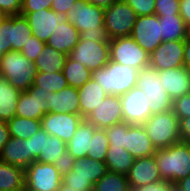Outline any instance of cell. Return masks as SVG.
<instances>
[{"label": "cell", "mask_w": 190, "mask_h": 191, "mask_svg": "<svg viewBox=\"0 0 190 191\" xmlns=\"http://www.w3.org/2000/svg\"><path fill=\"white\" fill-rule=\"evenodd\" d=\"M134 161L135 158L124 148L109 146L105 159L108 171L126 175Z\"/></svg>", "instance_id": "32"}, {"label": "cell", "mask_w": 190, "mask_h": 191, "mask_svg": "<svg viewBox=\"0 0 190 191\" xmlns=\"http://www.w3.org/2000/svg\"><path fill=\"white\" fill-rule=\"evenodd\" d=\"M120 102L124 122L128 124H143L152 115L150 101L138 87L120 96Z\"/></svg>", "instance_id": "12"}, {"label": "cell", "mask_w": 190, "mask_h": 191, "mask_svg": "<svg viewBox=\"0 0 190 191\" xmlns=\"http://www.w3.org/2000/svg\"><path fill=\"white\" fill-rule=\"evenodd\" d=\"M10 139L9 128L7 125V121L0 120V153L4 145Z\"/></svg>", "instance_id": "54"}, {"label": "cell", "mask_w": 190, "mask_h": 191, "mask_svg": "<svg viewBox=\"0 0 190 191\" xmlns=\"http://www.w3.org/2000/svg\"><path fill=\"white\" fill-rule=\"evenodd\" d=\"M95 191H131L125 174L107 171L95 184Z\"/></svg>", "instance_id": "37"}, {"label": "cell", "mask_w": 190, "mask_h": 191, "mask_svg": "<svg viewBox=\"0 0 190 191\" xmlns=\"http://www.w3.org/2000/svg\"><path fill=\"white\" fill-rule=\"evenodd\" d=\"M46 43L38 40L35 36L31 37L30 40L22 47L20 51L28 60L35 61L44 49Z\"/></svg>", "instance_id": "43"}, {"label": "cell", "mask_w": 190, "mask_h": 191, "mask_svg": "<svg viewBox=\"0 0 190 191\" xmlns=\"http://www.w3.org/2000/svg\"><path fill=\"white\" fill-rule=\"evenodd\" d=\"M180 0H155L157 16L179 15Z\"/></svg>", "instance_id": "42"}, {"label": "cell", "mask_w": 190, "mask_h": 191, "mask_svg": "<svg viewBox=\"0 0 190 191\" xmlns=\"http://www.w3.org/2000/svg\"><path fill=\"white\" fill-rule=\"evenodd\" d=\"M32 29L33 36L38 40L47 42L53 31L60 23L67 22L66 14L56 13L52 9H43L32 13H20Z\"/></svg>", "instance_id": "15"}, {"label": "cell", "mask_w": 190, "mask_h": 191, "mask_svg": "<svg viewBox=\"0 0 190 191\" xmlns=\"http://www.w3.org/2000/svg\"><path fill=\"white\" fill-rule=\"evenodd\" d=\"M80 32L74 25L64 22L58 25L46 42V45L69 56L73 48L78 44Z\"/></svg>", "instance_id": "23"}, {"label": "cell", "mask_w": 190, "mask_h": 191, "mask_svg": "<svg viewBox=\"0 0 190 191\" xmlns=\"http://www.w3.org/2000/svg\"><path fill=\"white\" fill-rule=\"evenodd\" d=\"M33 37L27 19L19 15H11V50L21 51L22 47Z\"/></svg>", "instance_id": "34"}, {"label": "cell", "mask_w": 190, "mask_h": 191, "mask_svg": "<svg viewBox=\"0 0 190 191\" xmlns=\"http://www.w3.org/2000/svg\"><path fill=\"white\" fill-rule=\"evenodd\" d=\"M161 24V38L164 41L185 40L188 26L179 15L158 16Z\"/></svg>", "instance_id": "27"}, {"label": "cell", "mask_w": 190, "mask_h": 191, "mask_svg": "<svg viewBox=\"0 0 190 191\" xmlns=\"http://www.w3.org/2000/svg\"><path fill=\"white\" fill-rule=\"evenodd\" d=\"M77 0H53L51 9L56 13L66 14Z\"/></svg>", "instance_id": "51"}, {"label": "cell", "mask_w": 190, "mask_h": 191, "mask_svg": "<svg viewBox=\"0 0 190 191\" xmlns=\"http://www.w3.org/2000/svg\"><path fill=\"white\" fill-rule=\"evenodd\" d=\"M69 56L91 72L105 67L110 61L109 43L79 39Z\"/></svg>", "instance_id": "9"}, {"label": "cell", "mask_w": 190, "mask_h": 191, "mask_svg": "<svg viewBox=\"0 0 190 191\" xmlns=\"http://www.w3.org/2000/svg\"><path fill=\"white\" fill-rule=\"evenodd\" d=\"M0 51L4 54L11 51V15L0 20Z\"/></svg>", "instance_id": "41"}, {"label": "cell", "mask_w": 190, "mask_h": 191, "mask_svg": "<svg viewBox=\"0 0 190 191\" xmlns=\"http://www.w3.org/2000/svg\"><path fill=\"white\" fill-rule=\"evenodd\" d=\"M137 87L147 95L152 114L172 110L173 101L158 78V70L150 66L139 71Z\"/></svg>", "instance_id": "8"}, {"label": "cell", "mask_w": 190, "mask_h": 191, "mask_svg": "<svg viewBox=\"0 0 190 191\" xmlns=\"http://www.w3.org/2000/svg\"><path fill=\"white\" fill-rule=\"evenodd\" d=\"M48 100V113H71L80 115V105L78 89L68 86L61 91L48 92L46 95Z\"/></svg>", "instance_id": "22"}, {"label": "cell", "mask_w": 190, "mask_h": 191, "mask_svg": "<svg viewBox=\"0 0 190 191\" xmlns=\"http://www.w3.org/2000/svg\"><path fill=\"white\" fill-rule=\"evenodd\" d=\"M97 128L83 119L78 125L75 134L71 140L67 142V151L75 158L87 157L89 146L91 144L92 136Z\"/></svg>", "instance_id": "25"}, {"label": "cell", "mask_w": 190, "mask_h": 191, "mask_svg": "<svg viewBox=\"0 0 190 191\" xmlns=\"http://www.w3.org/2000/svg\"><path fill=\"white\" fill-rule=\"evenodd\" d=\"M172 110L174 114L178 117V120L181 118L190 117V93L184 94L180 98H177L172 103Z\"/></svg>", "instance_id": "45"}, {"label": "cell", "mask_w": 190, "mask_h": 191, "mask_svg": "<svg viewBox=\"0 0 190 191\" xmlns=\"http://www.w3.org/2000/svg\"><path fill=\"white\" fill-rule=\"evenodd\" d=\"M25 181V170L0 161V191H20Z\"/></svg>", "instance_id": "29"}, {"label": "cell", "mask_w": 190, "mask_h": 191, "mask_svg": "<svg viewBox=\"0 0 190 191\" xmlns=\"http://www.w3.org/2000/svg\"><path fill=\"white\" fill-rule=\"evenodd\" d=\"M176 185L182 190V191H190V175L182 178L179 180Z\"/></svg>", "instance_id": "56"}, {"label": "cell", "mask_w": 190, "mask_h": 191, "mask_svg": "<svg viewBox=\"0 0 190 191\" xmlns=\"http://www.w3.org/2000/svg\"><path fill=\"white\" fill-rule=\"evenodd\" d=\"M169 186V181L160 180L158 182H152L148 185L132 188L131 191H169Z\"/></svg>", "instance_id": "50"}, {"label": "cell", "mask_w": 190, "mask_h": 191, "mask_svg": "<svg viewBox=\"0 0 190 191\" xmlns=\"http://www.w3.org/2000/svg\"><path fill=\"white\" fill-rule=\"evenodd\" d=\"M34 86L45 92H57L68 87V82L62 71L55 73L38 72L34 79Z\"/></svg>", "instance_id": "36"}, {"label": "cell", "mask_w": 190, "mask_h": 191, "mask_svg": "<svg viewBox=\"0 0 190 191\" xmlns=\"http://www.w3.org/2000/svg\"><path fill=\"white\" fill-rule=\"evenodd\" d=\"M169 191H182V190L176 185V183H170Z\"/></svg>", "instance_id": "58"}, {"label": "cell", "mask_w": 190, "mask_h": 191, "mask_svg": "<svg viewBox=\"0 0 190 191\" xmlns=\"http://www.w3.org/2000/svg\"><path fill=\"white\" fill-rule=\"evenodd\" d=\"M179 14L186 25H190V0H180Z\"/></svg>", "instance_id": "53"}, {"label": "cell", "mask_w": 190, "mask_h": 191, "mask_svg": "<svg viewBox=\"0 0 190 191\" xmlns=\"http://www.w3.org/2000/svg\"><path fill=\"white\" fill-rule=\"evenodd\" d=\"M136 18L135 11L124 0L104 8V27L110 39L131 36Z\"/></svg>", "instance_id": "6"}, {"label": "cell", "mask_w": 190, "mask_h": 191, "mask_svg": "<svg viewBox=\"0 0 190 191\" xmlns=\"http://www.w3.org/2000/svg\"><path fill=\"white\" fill-rule=\"evenodd\" d=\"M142 125L156 150L181 141L179 120L173 110L152 114Z\"/></svg>", "instance_id": "5"}, {"label": "cell", "mask_w": 190, "mask_h": 191, "mask_svg": "<svg viewBox=\"0 0 190 191\" xmlns=\"http://www.w3.org/2000/svg\"><path fill=\"white\" fill-rule=\"evenodd\" d=\"M21 7L22 0H0V8L6 16L19 15Z\"/></svg>", "instance_id": "48"}, {"label": "cell", "mask_w": 190, "mask_h": 191, "mask_svg": "<svg viewBox=\"0 0 190 191\" xmlns=\"http://www.w3.org/2000/svg\"><path fill=\"white\" fill-rule=\"evenodd\" d=\"M107 171L105 162L84 157L75 160L72 176H82L95 184Z\"/></svg>", "instance_id": "28"}, {"label": "cell", "mask_w": 190, "mask_h": 191, "mask_svg": "<svg viewBox=\"0 0 190 191\" xmlns=\"http://www.w3.org/2000/svg\"><path fill=\"white\" fill-rule=\"evenodd\" d=\"M126 176L130 190L162 180L154 155L135 159Z\"/></svg>", "instance_id": "19"}, {"label": "cell", "mask_w": 190, "mask_h": 191, "mask_svg": "<svg viewBox=\"0 0 190 191\" xmlns=\"http://www.w3.org/2000/svg\"><path fill=\"white\" fill-rule=\"evenodd\" d=\"M96 128L104 129L123 122L120 96L108 95L86 118Z\"/></svg>", "instance_id": "17"}, {"label": "cell", "mask_w": 190, "mask_h": 191, "mask_svg": "<svg viewBox=\"0 0 190 191\" xmlns=\"http://www.w3.org/2000/svg\"><path fill=\"white\" fill-rule=\"evenodd\" d=\"M20 191H36L25 185Z\"/></svg>", "instance_id": "60"}, {"label": "cell", "mask_w": 190, "mask_h": 191, "mask_svg": "<svg viewBox=\"0 0 190 191\" xmlns=\"http://www.w3.org/2000/svg\"><path fill=\"white\" fill-rule=\"evenodd\" d=\"M187 37L190 38V25H188Z\"/></svg>", "instance_id": "62"}, {"label": "cell", "mask_w": 190, "mask_h": 191, "mask_svg": "<svg viewBox=\"0 0 190 191\" xmlns=\"http://www.w3.org/2000/svg\"><path fill=\"white\" fill-rule=\"evenodd\" d=\"M37 73L34 62L19 51L11 50L0 60V76L21 91H26L34 85Z\"/></svg>", "instance_id": "4"}, {"label": "cell", "mask_w": 190, "mask_h": 191, "mask_svg": "<svg viewBox=\"0 0 190 191\" xmlns=\"http://www.w3.org/2000/svg\"><path fill=\"white\" fill-rule=\"evenodd\" d=\"M158 78L172 101L190 93V71L184 66L158 70Z\"/></svg>", "instance_id": "18"}, {"label": "cell", "mask_w": 190, "mask_h": 191, "mask_svg": "<svg viewBox=\"0 0 190 191\" xmlns=\"http://www.w3.org/2000/svg\"><path fill=\"white\" fill-rule=\"evenodd\" d=\"M4 53L0 51V60L3 58Z\"/></svg>", "instance_id": "63"}, {"label": "cell", "mask_w": 190, "mask_h": 191, "mask_svg": "<svg viewBox=\"0 0 190 191\" xmlns=\"http://www.w3.org/2000/svg\"><path fill=\"white\" fill-rule=\"evenodd\" d=\"M7 125L10 137L23 140L30 138L42 128L41 120L22 118L19 116L8 120Z\"/></svg>", "instance_id": "35"}, {"label": "cell", "mask_w": 190, "mask_h": 191, "mask_svg": "<svg viewBox=\"0 0 190 191\" xmlns=\"http://www.w3.org/2000/svg\"><path fill=\"white\" fill-rule=\"evenodd\" d=\"M108 148V138L104 129L97 128L92 136L87 158L105 162Z\"/></svg>", "instance_id": "38"}, {"label": "cell", "mask_w": 190, "mask_h": 191, "mask_svg": "<svg viewBox=\"0 0 190 191\" xmlns=\"http://www.w3.org/2000/svg\"><path fill=\"white\" fill-rule=\"evenodd\" d=\"M184 67L190 71V38L184 40Z\"/></svg>", "instance_id": "55"}, {"label": "cell", "mask_w": 190, "mask_h": 191, "mask_svg": "<svg viewBox=\"0 0 190 191\" xmlns=\"http://www.w3.org/2000/svg\"><path fill=\"white\" fill-rule=\"evenodd\" d=\"M31 152H33V162L39 157L40 152L43 151V129L30 137Z\"/></svg>", "instance_id": "49"}, {"label": "cell", "mask_w": 190, "mask_h": 191, "mask_svg": "<svg viewBox=\"0 0 190 191\" xmlns=\"http://www.w3.org/2000/svg\"><path fill=\"white\" fill-rule=\"evenodd\" d=\"M75 160L76 159L68 151H66L65 153H63L59 161H56L54 163V165L63 177L67 175L71 170H73Z\"/></svg>", "instance_id": "47"}, {"label": "cell", "mask_w": 190, "mask_h": 191, "mask_svg": "<svg viewBox=\"0 0 190 191\" xmlns=\"http://www.w3.org/2000/svg\"><path fill=\"white\" fill-rule=\"evenodd\" d=\"M67 151V144L56 136L49 135L43 130V151L40 152L37 162L54 164Z\"/></svg>", "instance_id": "31"}, {"label": "cell", "mask_w": 190, "mask_h": 191, "mask_svg": "<svg viewBox=\"0 0 190 191\" xmlns=\"http://www.w3.org/2000/svg\"><path fill=\"white\" fill-rule=\"evenodd\" d=\"M6 15L2 12L1 8H0V18L5 17Z\"/></svg>", "instance_id": "61"}, {"label": "cell", "mask_w": 190, "mask_h": 191, "mask_svg": "<svg viewBox=\"0 0 190 191\" xmlns=\"http://www.w3.org/2000/svg\"><path fill=\"white\" fill-rule=\"evenodd\" d=\"M62 73L68 85L77 89L92 79V72L86 66L74 61L70 56L65 59Z\"/></svg>", "instance_id": "33"}, {"label": "cell", "mask_w": 190, "mask_h": 191, "mask_svg": "<svg viewBox=\"0 0 190 191\" xmlns=\"http://www.w3.org/2000/svg\"><path fill=\"white\" fill-rule=\"evenodd\" d=\"M66 20L80 32L81 39L110 43L104 27V8L87 0H77L66 13Z\"/></svg>", "instance_id": "1"}, {"label": "cell", "mask_w": 190, "mask_h": 191, "mask_svg": "<svg viewBox=\"0 0 190 191\" xmlns=\"http://www.w3.org/2000/svg\"><path fill=\"white\" fill-rule=\"evenodd\" d=\"M109 53L111 61L133 67L139 71L150 64V55L130 36L111 39Z\"/></svg>", "instance_id": "7"}, {"label": "cell", "mask_w": 190, "mask_h": 191, "mask_svg": "<svg viewBox=\"0 0 190 191\" xmlns=\"http://www.w3.org/2000/svg\"><path fill=\"white\" fill-rule=\"evenodd\" d=\"M108 95L97 81L89 80L78 88L80 115L86 119Z\"/></svg>", "instance_id": "24"}, {"label": "cell", "mask_w": 190, "mask_h": 191, "mask_svg": "<svg viewBox=\"0 0 190 191\" xmlns=\"http://www.w3.org/2000/svg\"><path fill=\"white\" fill-rule=\"evenodd\" d=\"M138 16L155 14V0H124Z\"/></svg>", "instance_id": "44"}, {"label": "cell", "mask_w": 190, "mask_h": 191, "mask_svg": "<svg viewBox=\"0 0 190 191\" xmlns=\"http://www.w3.org/2000/svg\"><path fill=\"white\" fill-rule=\"evenodd\" d=\"M87 1L91 2L92 4L96 6L106 8L110 6L113 2H115L116 0H87Z\"/></svg>", "instance_id": "57"}, {"label": "cell", "mask_w": 190, "mask_h": 191, "mask_svg": "<svg viewBox=\"0 0 190 191\" xmlns=\"http://www.w3.org/2000/svg\"><path fill=\"white\" fill-rule=\"evenodd\" d=\"M149 66L157 70L184 66V40L161 43L150 54Z\"/></svg>", "instance_id": "16"}, {"label": "cell", "mask_w": 190, "mask_h": 191, "mask_svg": "<svg viewBox=\"0 0 190 191\" xmlns=\"http://www.w3.org/2000/svg\"><path fill=\"white\" fill-rule=\"evenodd\" d=\"M53 0H22L20 13H32L43 9H51Z\"/></svg>", "instance_id": "46"}, {"label": "cell", "mask_w": 190, "mask_h": 191, "mask_svg": "<svg viewBox=\"0 0 190 191\" xmlns=\"http://www.w3.org/2000/svg\"><path fill=\"white\" fill-rule=\"evenodd\" d=\"M62 184L67 188H73L76 191H93L94 184L87 181V178L82 176H72V170L63 176Z\"/></svg>", "instance_id": "40"}, {"label": "cell", "mask_w": 190, "mask_h": 191, "mask_svg": "<svg viewBox=\"0 0 190 191\" xmlns=\"http://www.w3.org/2000/svg\"><path fill=\"white\" fill-rule=\"evenodd\" d=\"M162 180L177 183L190 175V143L180 141L154 154Z\"/></svg>", "instance_id": "2"}, {"label": "cell", "mask_w": 190, "mask_h": 191, "mask_svg": "<svg viewBox=\"0 0 190 191\" xmlns=\"http://www.w3.org/2000/svg\"><path fill=\"white\" fill-rule=\"evenodd\" d=\"M83 119L81 115L49 112L41 119V127L49 135L56 136L67 143L71 140Z\"/></svg>", "instance_id": "13"}, {"label": "cell", "mask_w": 190, "mask_h": 191, "mask_svg": "<svg viewBox=\"0 0 190 191\" xmlns=\"http://www.w3.org/2000/svg\"><path fill=\"white\" fill-rule=\"evenodd\" d=\"M57 191H76V190H74L73 188L71 189H69V188H67V187H65L62 183L60 184V187H59V189L57 190Z\"/></svg>", "instance_id": "59"}, {"label": "cell", "mask_w": 190, "mask_h": 191, "mask_svg": "<svg viewBox=\"0 0 190 191\" xmlns=\"http://www.w3.org/2000/svg\"><path fill=\"white\" fill-rule=\"evenodd\" d=\"M22 91L12 86L0 76V120L8 121L15 117L16 106Z\"/></svg>", "instance_id": "26"}, {"label": "cell", "mask_w": 190, "mask_h": 191, "mask_svg": "<svg viewBox=\"0 0 190 191\" xmlns=\"http://www.w3.org/2000/svg\"><path fill=\"white\" fill-rule=\"evenodd\" d=\"M66 57V54L45 45L34 64L38 72L55 73L62 71Z\"/></svg>", "instance_id": "30"}, {"label": "cell", "mask_w": 190, "mask_h": 191, "mask_svg": "<svg viewBox=\"0 0 190 191\" xmlns=\"http://www.w3.org/2000/svg\"><path fill=\"white\" fill-rule=\"evenodd\" d=\"M128 129L129 124L124 121L104 128L109 146L125 148V133Z\"/></svg>", "instance_id": "39"}, {"label": "cell", "mask_w": 190, "mask_h": 191, "mask_svg": "<svg viewBox=\"0 0 190 191\" xmlns=\"http://www.w3.org/2000/svg\"><path fill=\"white\" fill-rule=\"evenodd\" d=\"M139 70L109 61L105 67L92 72V79L110 95L122 96L137 87Z\"/></svg>", "instance_id": "3"}, {"label": "cell", "mask_w": 190, "mask_h": 191, "mask_svg": "<svg viewBox=\"0 0 190 191\" xmlns=\"http://www.w3.org/2000/svg\"><path fill=\"white\" fill-rule=\"evenodd\" d=\"M149 55L161 44V24L156 14L138 16L130 36Z\"/></svg>", "instance_id": "11"}, {"label": "cell", "mask_w": 190, "mask_h": 191, "mask_svg": "<svg viewBox=\"0 0 190 191\" xmlns=\"http://www.w3.org/2000/svg\"><path fill=\"white\" fill-rule=\"evenodd\" d=\"M181 141L190 143V117L179 120Z\"/></svg>", "instance_id": "52"}, {"label": "cell", "mask_w": 190, "mask_h": 191, "mask_svg": "<svg viewBox=\"0 0 190 191\" xmlns=\"http://www.w3.org/2000/svg\"><path fill=\"white\" fill-rule=\"evenodd\" d=\"M135 159L153 156L156 148L150 141L142 124H129L125 133V148Z\"/></svg>", "instance_id": "21"}, {"label": "cell", "mask_w": 190, "mask_h": 191, "mask_svg": "<svg viewBox=\"0 0 190 191\" xmlns=\"http://www.w3.org/2000/svg\"><path fill=\"white\" fill-rule=\"evenodd\" d=\"M47 93L34 85L22 91L17 102L15 116L41 120L48 113Z\"/></svg>", "instance_id": "14"}, {"label": "cell", "mask_w": 190, "mask_h": 191, "mask_svg": "<svg viewBox=\"0 0 190 191\" xmlns=\"http://www.w3.org/2000/svg\"><path fill=\"white\" fill-rule=\"evenodd\" d=\"M0 161L25 170L33 162L30 138L23 140L10 137L1 150Z\"/></svg>", "instance_id": "20"}, {"label": "cell", "mask_w": 190, "mask_h": 191, "mask_svg": "<svg viewBox=\"0 0 190 191\" xmlns=\"http://www.w3.org/2000/svg\"><path fill=\"white\" fill-rule=\"evenodd\" d=\"M62 179L54 164L35 161L25 169V185L36 191H57Z\"/></svg>", "instance_id": "10"}]
</instances>
